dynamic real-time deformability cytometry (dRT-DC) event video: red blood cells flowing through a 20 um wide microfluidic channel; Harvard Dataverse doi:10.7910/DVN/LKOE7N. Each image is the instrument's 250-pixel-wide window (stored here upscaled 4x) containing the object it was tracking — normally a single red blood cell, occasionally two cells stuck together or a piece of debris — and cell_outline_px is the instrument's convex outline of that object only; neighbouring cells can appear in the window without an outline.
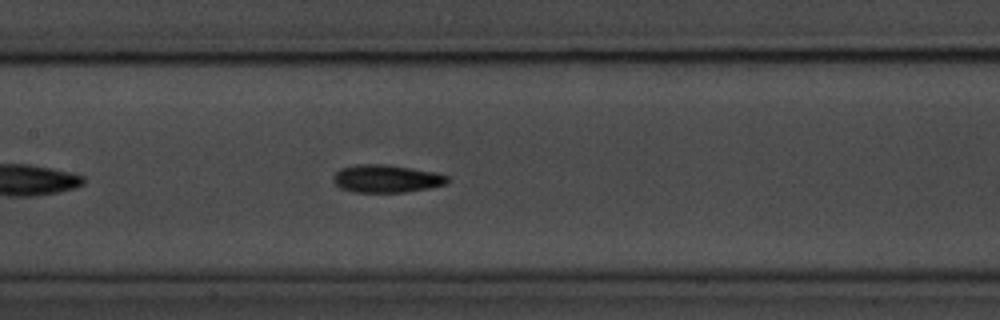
{"species": "common noctule bat (a hibernating species)", "species_latin": "Nyctalus noctula", "temperature_condition": "room temperature", "stored_images_in_passage": 43, "camera_frame_rate_fps": 3000, "um_per_image_px": 0.085, "animal": {"sex": "male", "body_mass_g": 20.1, "forearm_length_mm": 53.5}, "frame": {"image": 1, "passage_image": 13, "time_ms": 4.0, "image_size_px": [1000, 320], "cell_outline_px": [[448, 180], [444, 184], [428, 188], [404, 192], [356, 192], [340, 188], [332, 180], [332, 176], [340, 168], [356, 164], [388, 164], [436, 172], [448, 176]], "centroid_in_image_um": [32.81, 15.17], "position_along_channel_um": 174.6, "area_um2": 18.5}}
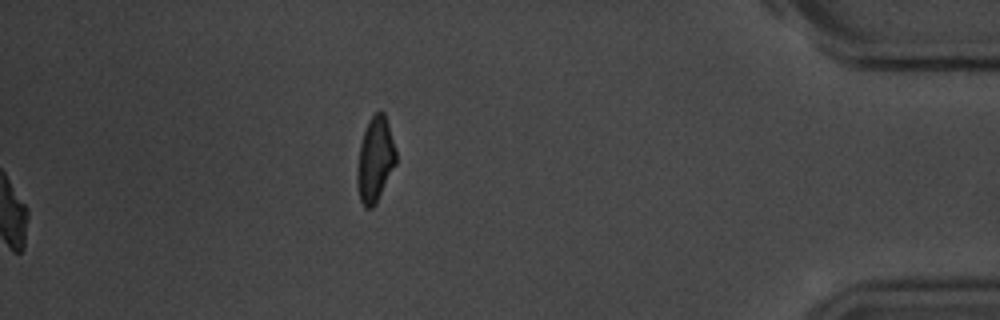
{"frame": {"image": 2, "passage_image": 43, "time_ms": 14.0, "image_size_px": [1000, 320], "cell_outline_px": [[396, 164], [376, 204], [372, 208], [364, 208], [360, 200], [356, 184], [356, 168], [360, 144], [368, 120], [376, 112], [384, 112], [396, 148]], "centroid_in_image_um": [31.87, 13.6], "position_along_channel_um": 403.3, "area_um2": 19.42}, "authors_computed_cell_mechanics": {"area_um2": 17.918, "velocity_mm_per_s": 3.6546, "shape_relaxation_time_tau1_ms": 2.7447, "shape_relaxation_time_tau2_ms": 4.1913, "deformation_change_tau1": 0.1131, "deformation_change_tau2": 0.1118}}